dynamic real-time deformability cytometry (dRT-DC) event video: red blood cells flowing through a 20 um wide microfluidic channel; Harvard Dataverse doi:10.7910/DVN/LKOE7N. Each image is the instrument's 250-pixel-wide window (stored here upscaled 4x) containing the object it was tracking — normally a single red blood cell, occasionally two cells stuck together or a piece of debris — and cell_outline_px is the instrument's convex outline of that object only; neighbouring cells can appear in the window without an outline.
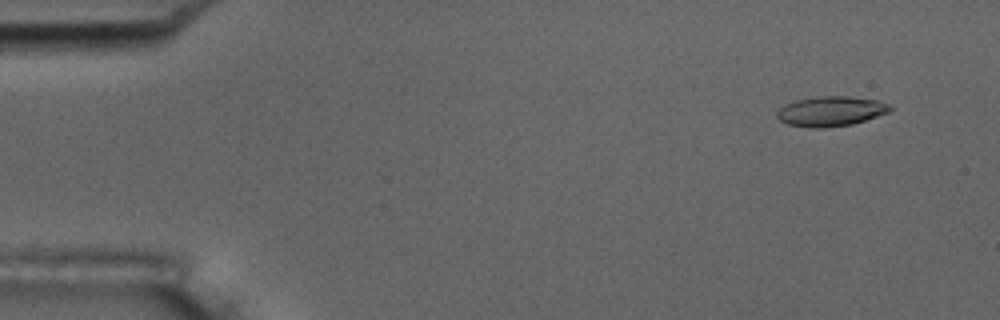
{"species": "common noctule bat (a hibernating species)", "species_latin": "Nyctalus noctula", "temperature_condition": "room temperature", "stored_images_in_passage": 56, "camera_frame_rate_fps": 3000, "um_per_image_px": 0.085, "animal": {"sex": "male", "body_mass_g": 17.5, "forearm_length_mm": 52.3}, "frame": {"image": 1, "passage_image": 4, "time_ms": 1.0, "image_size_px": [1000, 320], "cell_outline_px": [[896, 108], [888, 112], [852, 124], [824, 128], [808, 128], [788, 124], [780, 120], [776, 116], [776, 112], [784, 104], [796, 100], [816, 96], [848, 96], [876, 100], [888, 104]], "centroid_in_image_um": [70.6, 9.45], "position_along_channel_um": 14.4, "area_um2": 19.77}}
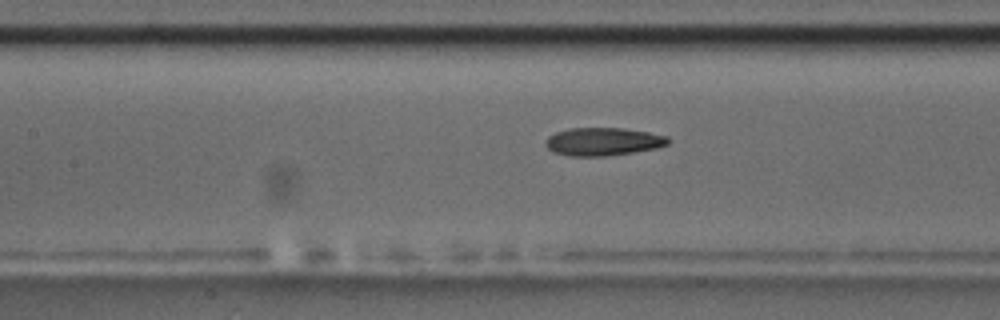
{"frame": {"image": 2, "passage_image": 25, "time_ms": 8.0, "image_size_px": [1000, 320], "cell_outline_px": [[672, 140], [668, 144], [656, 148], [632, 152], [604, 156], [568, 156], [552, 152], [544, 144], [544, 140], [548, 136], [556, 132], [568, 128], [624, 128], [648, 132], [668, 136]], "centroid_in_image_um": [51.24, 12.03], "position_along_channel_um": 156.2, "area_um2": 20.17}}
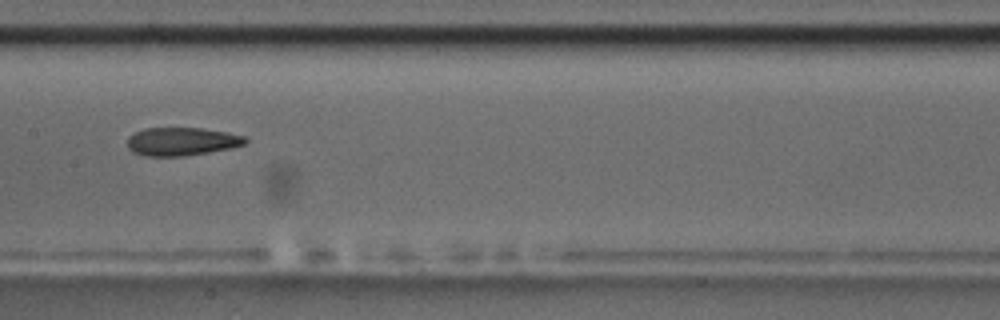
{"frame": {"image": 3, "passage_image": 28, "time_ms": 9.0, "image_size_px": [1000, 320], "cell_outline_px": [[248, 140], [244, 144], [232, 148], [184, 156], [144, 156], [132, 152], [128, 148], [128, 136], [144, 128], [200, 128], [228, 132], [244, 136]], "centroid_in_image_um": [15.43, 12.03], "position_along_channel_um": 192.0, "area_um2": 19.42}, "authors_computed_cell_mechanics": {"area_um2": 19.9121, "velocity_mm_per_s": 3.6156, "shape_relaxation_time_tau1_ms": null, "shape_relaxation_time_tau2_ms": 3.2096, "deformation_change_tau1": null, "deformation_change_tau2": 0.1134}}